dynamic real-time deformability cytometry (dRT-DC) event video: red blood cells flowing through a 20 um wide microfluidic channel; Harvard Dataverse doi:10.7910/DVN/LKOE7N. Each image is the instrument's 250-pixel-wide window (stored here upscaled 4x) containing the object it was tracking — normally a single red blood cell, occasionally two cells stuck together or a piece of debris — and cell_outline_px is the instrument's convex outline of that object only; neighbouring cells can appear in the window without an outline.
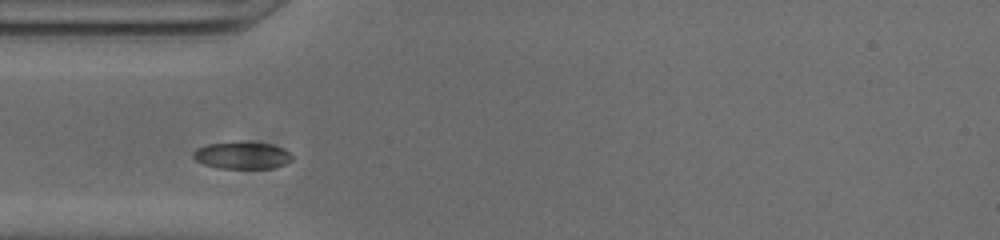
{"species": "common noctule bat (a hibernating species)", "species_latin": "Nyctalus noctula", "temperature_condition": "cold", "stored_images_in_passage": 41, "camera_frame_rate_fps": 3000, "um_per_image_px": 0.085, "animal": {"sex": "male", "body_mass_g": 20.0, "forearm_length_mm": 53.3}, "frame": {"image": 1, "passage_image": 2, "time_ms": 0.333, "image_size_px": [1000, 240], "cell_outline_px": [[292, 160], [288, 164], [272, 168], [216, 168], [204, 164], [196, 160], [192, 156], [192, 152], [196, 148], [208, 144], [272, 144], [284, 148], [292, 156]], "centroid_in_image_um": [20.59, 13.25], "position_along_channel_um": 64.4, "area_um2": 15.14}}
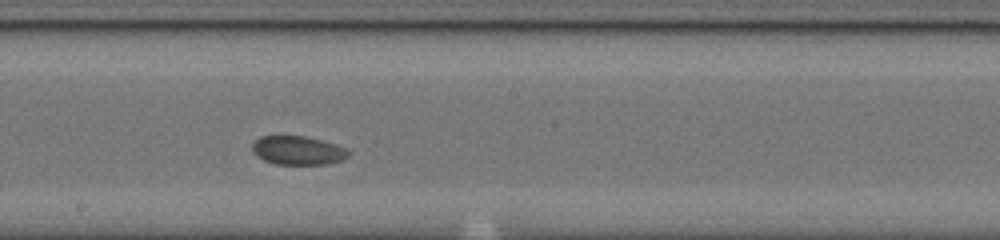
{"frame": {"image": 2, "passage_image": 15, "time_ms": 4.667, "image_size_px": [1000, 240], "cell_outline_px": [[352, 152], [348, 156], [340, 160], [328, 164], [276, 164], [264, 160], [252, 152], [252, 144], [260, 136], [304, 136], [324, 140], [348, 148]], "centroid_in_image_um": [25.35, 12.78], "position_along_channel_um": 222.8, "area_um2": 16.24}}
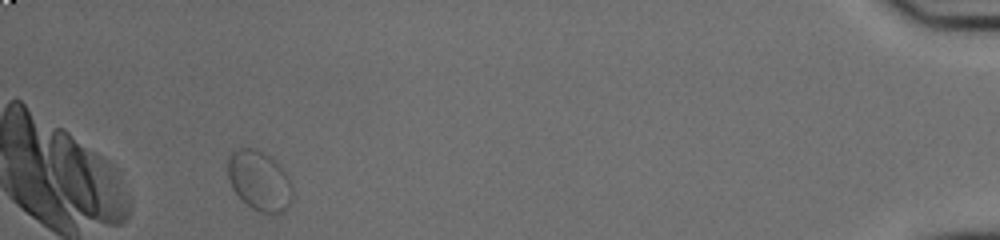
{"frame": {"image": 3, "passage_image": 37, "time_ms": 12.0, "image_size_px": [1000, 240], "cell_outline_px": [[292, 196], [288, 208], [280, 212], [260, 212], [252, 208], [232, 188], [228, 176], [228, 156], [232, 152], [240, 148], [252, 148], [264, 152], [280, 164], [288, 176], [292, 184]], "centroid_in_image_um": [22.06, 15.33], "position_along_channel_um": 413.1, "area_um2": 22.37}}